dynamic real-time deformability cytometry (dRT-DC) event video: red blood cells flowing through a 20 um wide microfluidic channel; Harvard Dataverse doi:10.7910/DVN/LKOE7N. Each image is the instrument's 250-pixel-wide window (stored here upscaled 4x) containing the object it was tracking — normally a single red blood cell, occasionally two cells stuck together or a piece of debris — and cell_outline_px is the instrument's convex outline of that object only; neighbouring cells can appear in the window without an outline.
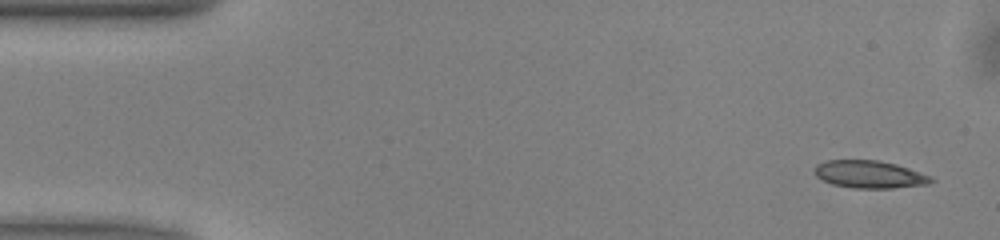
{"species": "common noctule bat (a hibernating species)", "species_latin": "Nyctalus noctula", "temperature_condition": "warm", "stored_images_in_passage": 49, "camera_frame_rate_fps": 3000, "um_per_image_px": 0.085, "animal": {"sex": "male", "body_mass_g": 13.0, "forearm_length_mm": 53.1}, "frame": {"image": 1, "passage_image": 1, "time_ms": 0.0, "image_size_px": [1000, 240], "cell_outline_px": [[936, 180], [928, 184], [892, 188], [852, 188], [832, 184], [816, 176], [816, 164], [824, 160], [880, 160], [896, 164], [932, 176]], "centroid_in_image_um": [73.94, 14.82], "position_along_channel_um": 11.1, "area_um2": 18.73}}
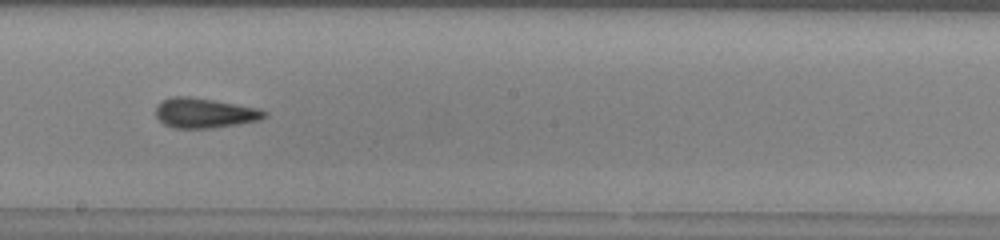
{"frame": {"image": 2, "passage_image": 26, "time_ms": 8.333, "image_size_px": [1000, 240], "cell_outline_px": [[268, 116], [260, 120], [236, 124], [208, 128], [176, 128], [164, 124], [156, 116], [156, 104], [160, 100], [172, 96], [188, 96], [260, 108], [268, 112]], "centroid_in_image_um": [17.38, 9.59], "position_along_channel_um": 230.8, "area_um2": 18.96}}
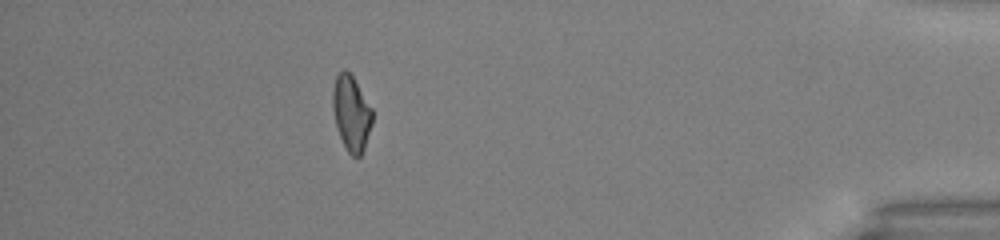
{"frame": {"image": 3, "passage_image": 43, "time_ms": 14.0, "image_size_px": [1000, 240], "cell_outline_px": [[372, 124], [364, 148], [360, 156], [352, 156], [348, 152], [336, 128], [332, 108], [332, 92], [336, 76], [340, 68], [344, 68], [352, 76], [372, 108]], "centroid_in_image_um": [29.84, 9.6], "position_along_channel_um": 405.4, "area_um2": 17.34}, "authors_computed_cell_mechanics": {"area_um2": 18.496, "velocity_mm_per_s": 4.0577, "shape_relaxation_time_tau1_ms": 8.3612, "shape_relaxation_time_tau2_ms": 2.058, "deformation_change_tau1": 0.1882, "deformation_change_tau2": 0.0797}}